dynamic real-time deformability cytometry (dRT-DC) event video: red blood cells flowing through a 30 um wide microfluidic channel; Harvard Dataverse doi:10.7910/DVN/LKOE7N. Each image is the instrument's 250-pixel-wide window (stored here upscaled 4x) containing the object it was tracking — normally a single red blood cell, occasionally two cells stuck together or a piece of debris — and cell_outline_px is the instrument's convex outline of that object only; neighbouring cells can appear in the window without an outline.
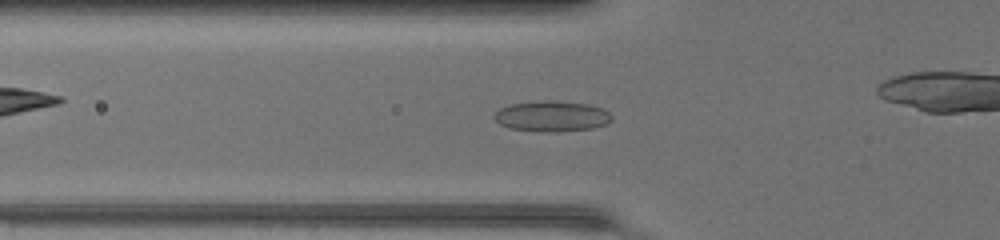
{"species": "common noctule bat (a hibernating species)", "species_latin": "Nyctalus noctula", "temperature_condition": "warm", "stored_images_in_passage": 42, "camera_frame_rate_fps": 3000, "um_per_image_px": 0.085, "animal": {"sex": "female", "body_mass_g": 17.0, "forearm_length_mm": 48.0}, "frame": {"image": 1, "passage_image": 18, "time_ms": 5.667, "image_size_px": [1000, 240], "cell_outline_px": [[612, 120], [604, 124], [592, 128], [556, 132], [536, 132], [508, 128], [500, 124], [492, 116], [500, 108], [512, 104], [548, 100], [588, 104], [600, 108], [608, 112], [612, 116]], "centroid_in_image_um": [46.87, 9.89], "position_along_channel_um": 78.9, "area_um2": 20.87}}
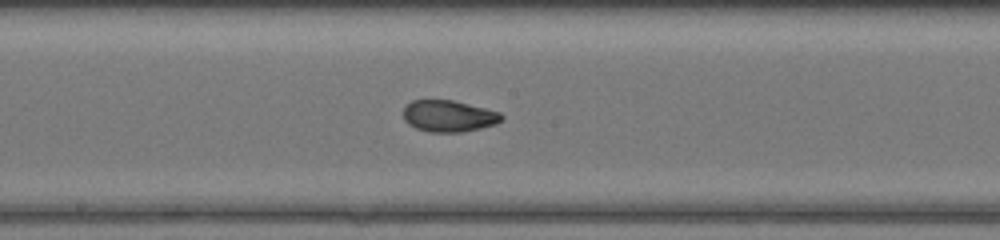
{"frame": {"image": 2, "passage_image": 27, "time_ms": 8.667, "image_size_px": [1000, 240], "cell_outline_px": [[504, 116], [496, 124], [480, 128], [460, 132], [428, 132], [416, 128], [408, 124], [404, 120], [404, 108], [412, 100], [452, 100], [500, 112]], "centroid_in_image_um": [38.12, 9.87], "position_along_channel_um": 210.1, "area_um2": 17.92}}
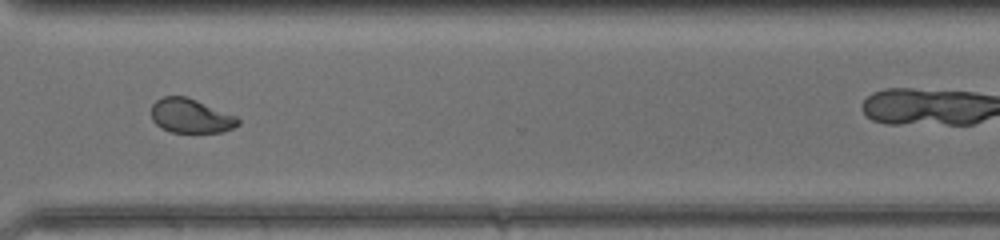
{"frame": {"image": 3, "passage_image": 37, "time_ms": 12.0, "image_size_px": [1000, 240], "cell_outline_px": [[240, 124], [224, 132], [172, 132], [160, 128], [152, 120], [152, 104], [156, 100], [164, 96], [188, 96], [236, 116], [240, 120]], "centroid_in_image_um": [16.21, 9.85], "position_along_channel_um": 354.4, "area_um2": 17.4}}